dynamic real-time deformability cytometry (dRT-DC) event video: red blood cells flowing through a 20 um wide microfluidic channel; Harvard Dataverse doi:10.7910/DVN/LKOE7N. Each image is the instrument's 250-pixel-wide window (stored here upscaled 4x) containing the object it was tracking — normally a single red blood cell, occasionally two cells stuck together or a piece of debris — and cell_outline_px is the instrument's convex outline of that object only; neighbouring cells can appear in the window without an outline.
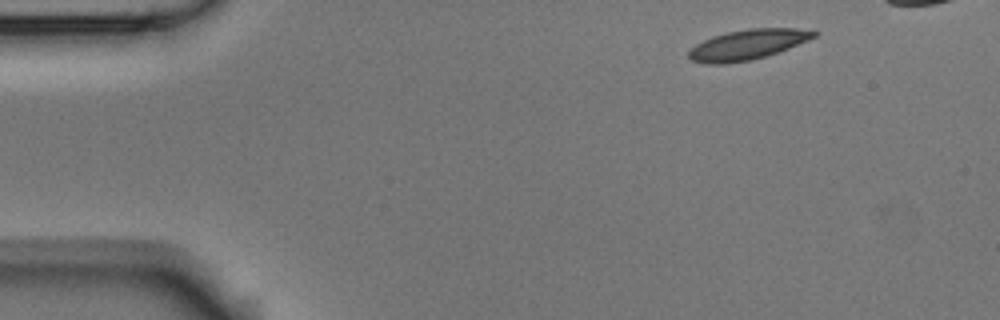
{"species": "Egyptian fruit bat (a non-hibernating species)", "species_latin": "Rousettus aegyptiacus", "temperature_condition": "room temperature", "stored_images_in_passage": 7, "camera_frame_rate_fps": 3000, "um_per_image_px": 0.085, "animal": {"sex": "male"}, "frame": {"image": 1, "passage_image": 1, "time_ms": 0.0, "image_size_px": [1000, 320], "cell_outline_px": [[820, 32], [816, 36], [808, 40], [788, 48], [752, 60], [728, 64], [708, 64], [692, 60], [688, 56], [688, 52], [696, 44], [712, 36], [728, 32], [748, 28], [796, 28]], "centroid_in_image_um": [63.53, 3.79], "position_along_channel_um": 21.5, "area_um2": 21.85}}
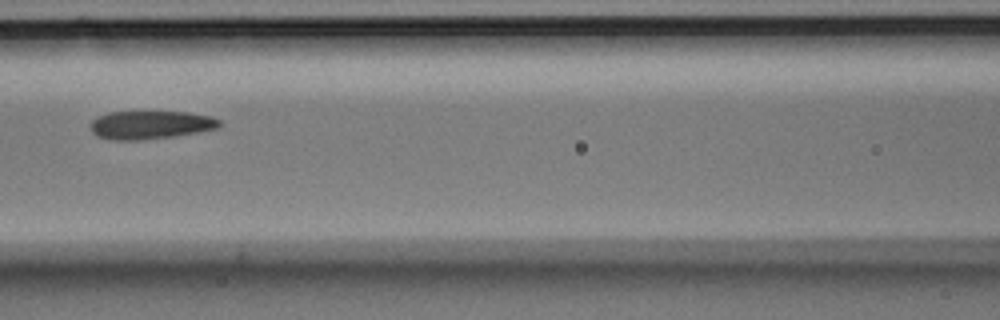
{"frame": {"image": 2, "passage_image": 6, "time_ms": 1.667, "image_size_px": [1000, 320], "cell_outline_px": [[220, 124], [216, 128], [196, 132], [172, 136], [140, 140], [112, 140], [96, 136], [92, 132], [88, 124], [92, 120], [108, 112], [188, 112], [212, 116], [220, 120]], "centroid_in_image_um": [12.74, 10.61], "position_along_channel_um": 153.9, "area_um2": 21.15}}
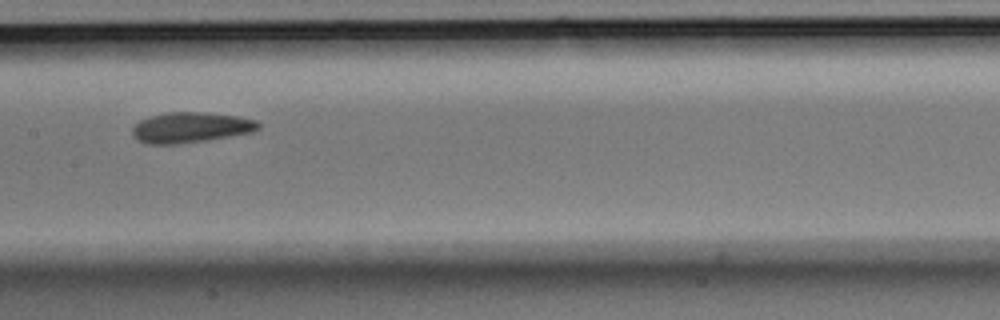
{"frame": {"image": 3, "passage_image": 7, "time_ms": 2.0, "image_size_px": [1000, 320], "cell_outline_px": [[260, 128], [252, 132], [208, 140], [176, 144], [148, 144], [140, 140], [132, 132], [132, 128], [140, 120], [164, 112], [200, 112], [236, 116], [256, 120], [260, 124]], "centroid_in_image_um": [16.23, 10.83], "position_along_channel_um": 191.2, "area_um2": 22.14}}